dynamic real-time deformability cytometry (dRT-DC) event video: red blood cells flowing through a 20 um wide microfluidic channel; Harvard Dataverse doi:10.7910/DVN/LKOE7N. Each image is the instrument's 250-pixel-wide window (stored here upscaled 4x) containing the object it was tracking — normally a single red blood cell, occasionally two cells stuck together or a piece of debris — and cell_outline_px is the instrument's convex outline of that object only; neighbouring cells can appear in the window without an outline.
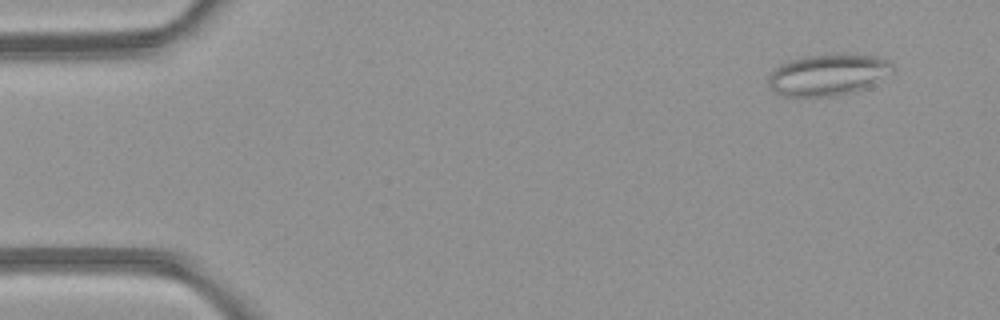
{"species": "common noctule bat (a hibernating species)", "species_latin": "Nyctalus noctula", "temperature_condition": "room temperature", "stored_images_in_passage": 4, "camera_frame_rate_fps": 3000, "um_per_image_px": 0.085, "animal": {"sex": "female", "body_mass_g": 21.9}, "frame": {"image": 1, "passage_image": 1, "time_ms": 0.0, "image_size_px": [1000, 320], "cell_outline_px": [[896, 72], [864, 88], [852, 92], [836, 96], [784, 96], [776, 92], [768, 84], [768, 76], [780, 64], [792, 60], [808, 56], [840, 52], [872, 56], [888, 60], [896, 68]], "centroid_in_image_um": [70.44, 6.34], "position_along_channel_um": 14.6, "area_um2": 30.23}}